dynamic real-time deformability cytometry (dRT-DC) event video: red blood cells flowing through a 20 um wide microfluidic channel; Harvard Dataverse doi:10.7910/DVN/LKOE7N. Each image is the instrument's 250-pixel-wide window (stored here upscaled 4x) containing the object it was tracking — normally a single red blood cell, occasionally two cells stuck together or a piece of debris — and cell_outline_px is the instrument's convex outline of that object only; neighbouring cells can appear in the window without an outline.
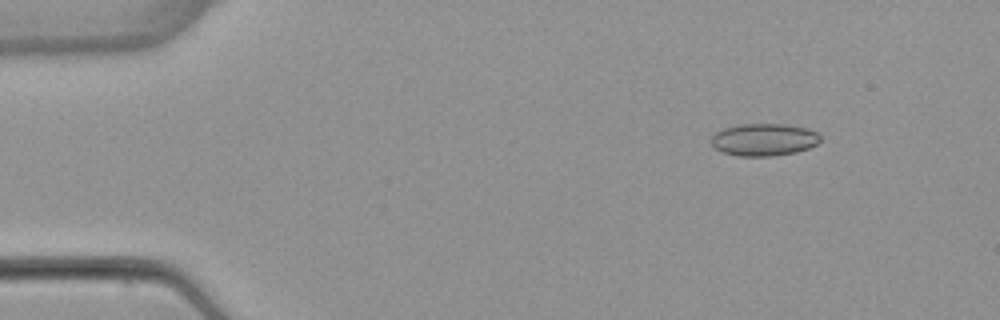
{"species": "common noctule bat (a hibernating species)", "species_latin": "Nyctalus noctula", "temperature_condition": "warm", "stored_images_in_passage": 49, "camera_frame_rate_fps": 3000, "um_per_image_px": 0.085, "animal": {"sex": "female", "body_mass_g": 22.7, "forearm_length_mm": 54.2}, "frame": {"image": 1, "passage_image": 3, "time_ms": 0.667, "image_size_px": [1000, 320], "cell_outline_px": [[820, 140], [816, 144], [808, 148], [796, 152], [772, 156], [736, 156], [724, 152], [716, 148], [712, 144], [712, 136], [716, 132], [724, 128], [740, 124], [784, 124], [808, 128], [816, 132], [820, 136]], "centroid_in_image_um": [64.94, 11.87], "position_along_channel_um": 20.1, "area_um2": 20.46}}
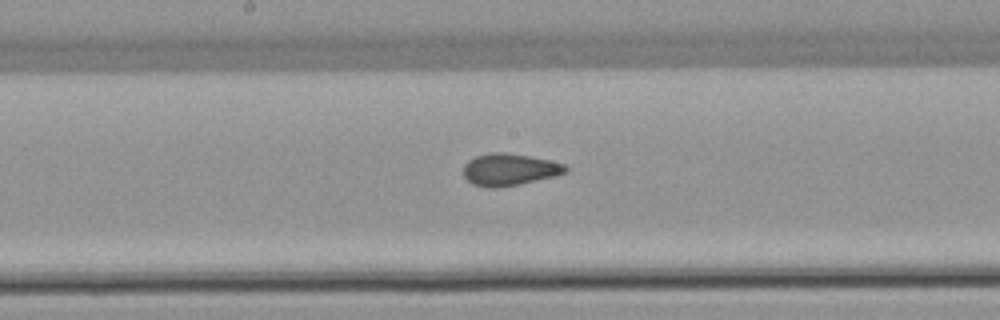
{"frame": {"image": 2, "passage_image": 24, "time_ms": 7.667, "image_size_px": [1000, 320], "cell_outline_px": [[568, 172], [556, 176], [520, 184], [496, 188], [488, 188], [472, 184], [464, 176], [464, 164], [468, 160], [476, 156], [488, 152], [504, 152], [528, 156], [568, 164]], "centroid_in_image_um": [43.32, 14.41], "position_along_channel_um": 204.9, "area_um2": 19.25}}
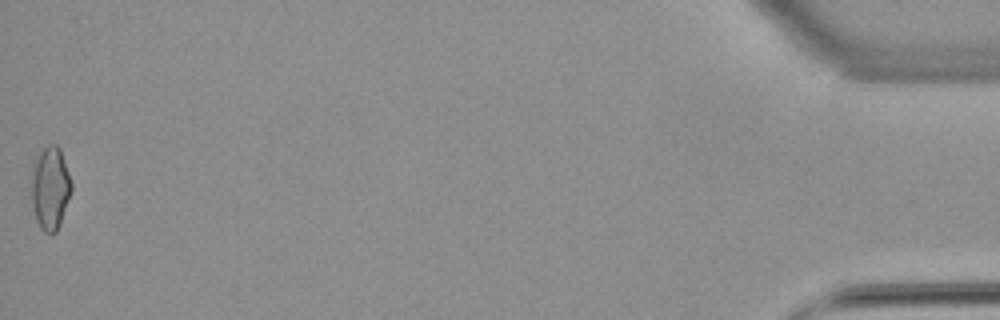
{"frame": {"image": 3, "passage_image": 49, "time_ms": 16.0, "image_size_px": [1000, 320], "cell_outline_px": [[72, 188], [60, 224], [56, 232], [44, 232], [40, 228], [36, 220], [32, 204], [32, 164], [40, 152], [48, 144], [56, 144], [60, 148], [72, 184]], "centroid_in_image_um": [4.26, 15.98], "position_along_channel_um": 430.9, "area_um2": 19.19}, "authors_computed_cell_mechanics": {"area_um2": 18.6116, "velocity_mm_per_s": 3.9084, "shape_relaxation_time_tau1_ms": null, "shape_relaxation_time_tau2_ms": 1.2197, "deformation_change_tau1": null, "deformation_change_tau2": 0.0805}}